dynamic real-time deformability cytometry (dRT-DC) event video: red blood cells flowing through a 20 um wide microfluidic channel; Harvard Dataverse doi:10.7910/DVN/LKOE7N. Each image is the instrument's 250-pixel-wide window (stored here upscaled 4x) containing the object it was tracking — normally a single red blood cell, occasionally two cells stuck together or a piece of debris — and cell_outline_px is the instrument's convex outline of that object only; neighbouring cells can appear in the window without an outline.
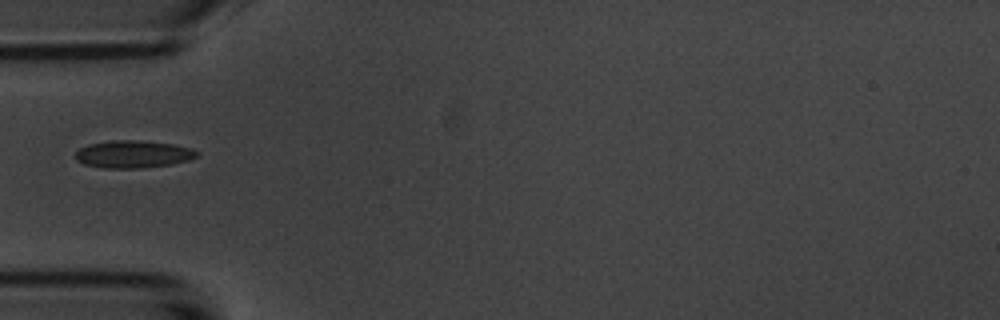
{"species": "common noctule bat (a hibernating species)", "species_latin": "Nyctalus noctula", "temperature_condition": "room temperature", "stored_images_in_passage": 1, "camera_frame_rate_fps": 3000, "um_per_image_px": 0.085, "animal": {"sex": "male", "body_mass_g": 20.1, "forearm_length_mm": 53.5}, "frame": {"image": 1, "passage_image": 1, "time_ms": 0.0, "image_size_px": [1000, 320], "cell_outline_px": [[200, 156], [188, 160], [172, 164], [140, 168], [104, 168], [84, 164], [76, 160], [72, 156], [80, 148], [88, 144], [112, 140], [136, 140], [172, 144], [192, 148], [200, 152]], "centroid_in_image_um": [11.31, 13.11], "position_along_channel_um": 73.7, "area_um2": 19.59}}